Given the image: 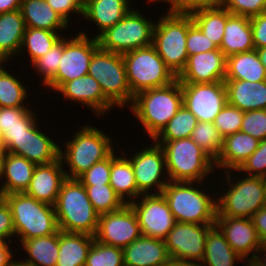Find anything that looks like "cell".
Here are the masks:
<instances>
[{
  "label": "cell",
  "instance_id": "obj_1",
  "mask_svg": "<svg viewBox=\"0 0 266 266\" xmlns=\"http://www.w3.org/2000/svg\"><path fill=\"white\" fill-rule=\"evenodd\" d=\"M183 105L181 83L149 89L134 96L130 109L152 140Z\"/></svg>",
  "mask_w": 266,
  "mask_h": 266
},
{
  "label": "cell",
  "instance_id": "obj_2",
  "mask_svg": "<svg viewBox=\"0 0 266 266\" xmlns=\"http://www.w3.org/2000/svg\"><path fill=\"white\" fill-rule=\"evenodd\" d=\"M54 209L59 230L91 236L96 234L100 215L78 179L67 178L63 182Z\"/></svg>",
  "mask_w": 266,
  "mask_h": 266
},
{
  "label": "cell",
  "instance_id": "obj_3",
  "mask_svg": "<svg viewBox=\"0 0 266 266\" xmlns=\"http://www.w3.org/2000/svg\"><path fill=\"white\" fill-rule=\"evenodd\" d=\"M202 183L170 181L162 195L168 203L176 222L193 224H215L217 196L202 191Z\"/></svg>",
  "mask_w": 266,
  "mask_h": 266
},
{
  "label": "cell",
  "instance_id": "obj_4",
  "mask_svg": "<svg viewBox=\"0 0 266 266\" xmlns=\"http://www.w3.org/2000/svg\"><path fill=\"white\" fill-rule=\"evenodd\" d=\"M64 142L66 149L62 150L60 146L59 157L63 165H68L69 172H64L70 179H77L93 164L104 160L115 150L109 135L88 124L79 128L72 140Z\"/></svg>",
  "mask_w": 266,
  "mask_h": 266
},
{
  "label": "cell",
  "instance_id": "obj_5",
  "mask_svg": "<svg viewBox=\"0 0 266 266\" xmlns=\"http://www.w3.org/2000/svg\"><path fill=\"white\" fill-rule=\"evenodd\" d=\"M232 172H225L230 185L217 195L216 217L251 218L266 206V178L245 175L234 181Z\"/></svg>",
  "mask_w": 266,
  "mask_h": 266
},
{
  "label": "cell",
  "instance_id": "obj_6",
  "mask_svg": "<svg viewBox=\"0 0 266 266\" xmlns=\"http://www.w3.org/2000/svg\"><path fill=\"white\" fill-rule=\"evenodd\" d=\"M8 203L19 241L35 237H45L56 233L57 224L54 206L38 201L24 193L2 196Z\"/></svg>",
  "mask_w": 266,
  "mask_h": 266
},
{
  "label": "cell",
  "instance_id": "obj_7",
  "mask_svg": "<svg viewBox=\"0 0 266 266\" xmlns=\"http://www.w3.org/2000/svg\"><path fill=\"white\" fill-rule=\"evenodd\" d=\"M156 143L164 150L170 181L203 182L216 171L214 160L191 137Z\"/></svg>",
  "mask_w": 266,
  "mask_h": 266
},
{
  "label": "cell",
  "instance_id": "obj_8",
  "mask_svg": "<svg viewBox=\"0 0 266 266\" xmlns=\"http://www.w3.org/2000/svg\"><path fill=\"white\" fill-rule=\"evenodd\" d=\"M166 12L155 23L152 45L166 66L178 77L188 61L186 39L193 21L191 15Z\"/></svg>",
  "mask_w": 266,
  "mask_h": 266
},
{
  "label": "cell",
  "instance_id": "obj_9",
  "mask_svg": "<svg viewBox=\"0 0 266 266\" xmlns=\"http://www.w3.org/2000/svg\"><path fill=\"white\" fill-rule=\"evenodd\" d=\"M122 57L132 102L138 93L169 85L177 79L153 45L125 52Z\"/></svg>",
  "mask_w": 266,
  "mask_h": 266
},
{
  "label": "cell",
  "instance_id": "obj_10",
  "mask_svg": "<svg viewBox=\"0 0 266 266\" xmlns=\"http://www.w3.org/2000/svg\"><path fill=\"white\" fill-rule=\"evenodd\" d=\"M88 74L98 81L103 94L114 106H131L132 92L122 54L98 48L92 56Z\"/></svg>",
  "mask_w": 266,
  "mask_h": 266
},
{
  "label": "cell",
  "instance_id": "obj_11",
  "mask_svg": "<svg viewBox=\"0 0 266 266\" xmlns=\"http://www.w3.org/2000/svg\"><path fill=\"white\" fill-rule=\"evenodd\" d=\"M154 23L132 8L119 22L97 37L99 48L123 54L148 47L153 44Z\"/></svg>",
  "mask_w": 266,
  "mask_h": 266
},
{
  "label": "cell",
  "instance_id": "obj_12",
  "mask_svg": "<svg viewBox=\"0 0 266 266\" xmlns=\"http://www.w3.org/2000/svg\"><path fill=\"white\" fill-rule=\"evenodd\" d=\"M87 35L83 31L72 38H64L58 70L46 88L56 91L63 83L88 74L92 56L99 45L96 37L89 38Z\"/></svg>",
  "mask_w": 266,
  "mask_h": 266
},
{
  "label": "cell",
  "instance_id": "obj_13",
  "mask_svg": "<svg viewBox=\"0 0 266 266\" xmlns=\"http://www.w3.org/2000/svg\"><path fill=\"white\" fill-rule=\"evenodd\" d=\"M129 161L133 167L138 191L142 195L161 194L164 187L170 182L168 174L165 172L167 170L164 150L155 141L152 146L134 152ZM162 174L164 177L161 176ZM152 189L155 193L151 192Z\"/></svg>",
  "mask_w": 266,
  "mask_h": 266
},
{
  "label": "cell",
  "instance_id": "obj_14",
  "mask_svg": "<svg viewBox=\"0 0 266 266\" xmlns=\"http://www.w3.org/2000/svg\"><path fill=\"white\" fill-rule=\"evenodd\" d=\"M183 105L202 122H213L228 103L224 81L181 83Z\"/></svg>",
  "mask_w": 266,
  "mask_h": 266
},
{
  "label": "cell",
  "instance_id": "obj_15",
  "mask_svg": "<svg viewBox=\"0 0 266 266\" xmlns=\"http://www.w3.org/2000/svg\"><path fill=\"white\" fill-rule=\"evenodd\" d=\"M214 225L176 222L164 240L170 258L201 262L207 234Z\"/></svg>",
  "mask_w": 266,
  "mask_h": 266
},
{
  "label": "cell",
  "instance_id": "obj_16",
  "mask_svg": "<svg viewBox=\"0 0 266 266\" xmlns=\"http://www.w3.org/2000/svg\"><path fill=\"white\" fill-rule=\"evenodd\" d=\"M142 236L137 216L129 204L120 210L99 216L96 241L124 249Z\"/></svg>",
  "mask_w": 266,
  "mask_h": 266
},
{
  "label": "cell",
  "instance_id": "obj_17",
  "mask_svg": "<svg viewBox=\"0 0 266 266\" xmlns=\"http://www.w3.org/2000/svg\"><path fill=\"white\" fill-rule=\"evenodd\" d=\"M142 197V198H140ZM129 203L134 210L143 236L165 240L176 223L162 194L141 195Z\"/></svg>",
  "mask_w": 266,
  "mask_h": 266
},
{
  "label": "cell",
  "instance_id": "obj_18",
  "mask_svg": "<svg viewBox=\"0 0 266 266\" xmlns=\"http://www.w3.org/2000/svg\"><path fill=\"white\" fill-rule=\"evenodd\" d=\"M36 122L21 137H10L7 153L22 156L36 165L49 164L59 158L60 146L40 131Z\"/></svg>",
  "mask_w": 266,
  "mask_h": 266
},
{
  "label": "cell",
  "instance_id": "obj_19",
  "mask_svg": "<svg viewBox=\"0 0 266 266\" xmlns=\"http://www.w3.org/2000/svg\"><path fill=\"white\" fill-rule=\"evenodd\" d=\"M215 224L223 232L232 249L242 258H247L246 263L264 246L251 218L216 217Z\"/></svg>",
  "mask_w": 266,
  "mask_h": 266
},
{
  "label": "cell",
  "instance_id": "obj_20",
  "mask_svg": "<svg viewBox=\"0 0 266 266\" xmlns=\"http://www.w3.org/2000/svg\"><path fill=\"white\" fill-rule=\"evenodd\" d=\"M226 57L220 50L188 56L185 69L177 77L180 83H214L224 81Z\"/></svg>",
  "mask_w": 266,
  "mask_h": 266
},
{
  "label": "cell",
  "instance_id": "obj_21",
  "mask_svg": "<svg viewBox=\"0 0 266 266\" xmlns=\"http://www.w3.org/2000/svg\"><path fill=\"white\" fill-rule=\"evenodd\" d=\"M63 98L85 104L96 115H107L115 106L105 97L100 84L91 75L63 83L57 90Z\"/></svg>",
  "mask_w": 266,
  "mask_h": 266
},
{
  "label": "cell",
  "instance_id": "obj_22",
  "mask_svg": "<svg viewBox=\"0 0 266 266\" xmlns=\"http://www.w3.org/2000/svg\"><path fill=\"white\" fill-rule=\"evenodd\" d=\"M60 157L49 163L37 165L25 193L36 200L55 205L63 182L67 179Z\"/></svg>",
  "mask_w": 266,
  "mask_h": 266
},
{
  "label": "cell",
  "instance_id": "obj_23",
  "mask_svg": "<svg viewBox=\"0 0 266 266\" xmlns=\"http://www.w3.org/2000/svg\"><path fill=\"white\" fill-rule=\"evenodd\" d=\"M259 143V140L242 131L225 136L221 151L214 161L215 168L224 169L223 172L238 170L258 148Z\"/></svg>",
  "mask_w": 266,
  "mask_h": 266
},
{
  "label": "cell",
  "instance_id": "obj_24",
  "mask_svg": "<svg viewBox=\"0 0 266 266\" xmlns=\"http://www.w3.org/2000/svg\"><path fill=\"white\" fill-rule=\"evenodd\" d=\"M125 266H163L171 258L165 241L140 236L123 249Z\"/></svg>",
  "mask_w": 266,
  "mask_h": 266
},
{
  "label": "cell",
  "instance_id": "obj_25",
  "mask_svg": "<svg viewBox=\"0 0 266 266\" xmlns=\"http://www.w3.org/2000/svg\"><path fill=\"white\" fill-rule=\"evenodd\" d=\"M227 101L242 111L266 109V80L250 82L246 80H224Z\"/></svg>",
  "mask_w": 266,
  "mask_h": 266
},
{
  "label": "cell",
  "instance_id": "obj_26",
  "mask_svg": "<svg viewBox=\"0 0 266 266\" xmlns=\"http://www.w3.org/2000/svg\"><path fill=\"white\" fill-rule=\"evenodd\" d=\"M36 166V164L22 156L6 152L2 171L3 179L0 182V196L24 193L30 185Z\"/></svg>",
  "mask_w": 266,
  "mask_h": 266
},
{
  "label": "cell",
  "instance_id": "obj_27",
  "mask_svg": "<svg viewBox=\"0 0 266 266\" xmlns=\"http://www.w3.org/2000/svg\"><path fill=\"white\" fill-rule=\"evenodd\" d=\"M129 0H86L83 7V17L98 26V37L106 29L114 26L130 10Z\"/></svg>",
  "mask_w": 266,
  "mask_h": 266
},
{
  "label": "cell",
  "instance_id": "obj_28",
  "mask_svg": "<svg viewBox=\"0 0 266 266\" xmlns=\"http://www.w3.org/2000/svg\"><path fill=\"white\" fill-rule=\"evenodd\" d=\"M219 49L226 58L255 49L249 17L231 14L227 18Z\"/></svg>",
  "mask_w": 266,
  "mask_h": 266
},
{
  "label": "cell",
  "instance_id": "obj_29",
  "mask_svg": "<svg viewBox=\"0 0 266 266\" xmlns=\"http://www.w3.org/2000/svg\"><path fill=\"white\" fill-rule=\"evenodd\" d=\"M21 242L27 259H18V266H56L59 257V230L49 236L35 237Z\"/></svg>",
  "mask_w": 266,
  "mask_h": 266
},
{
  "label": "cell",
  "instance_id": "obj_30",
  "mask_svg": "<svg viewBox=\"0 0 266 266\" xmlns=\"http://www.w3.org/2000/svg\"><path fill=\"white\" fill-rule=\"evenodd\" d=\"M20 10L28 28L58 32L59 30L65 31L70 27L46 0H22Z\"/></svg>",
  "mask_w": 266,
  "mask_h": 266
},
{
  "label": "cell",
  "instance_id": "obj_31",
  "mask_svg": "<svg viewBox=\"0 0 266 266\" xmlns=\"http://www.w3.org/2000/svg\"><path fill=\"white\" fill-rule=\"evenodd\" d=\"M26 30L21 10L0 14V61L8 62L19 54ZM17 53V54H16Z\"/></svg>",
  "mask_w": 266,
  "mask_h": 266
},
{
  "label": "cell",
  "instance_id": "obj_32",
  "mask_svg": "<svg viewBox=\"0 0 266 266\" xmlns=\"http://www.w3.org/2000/svg\"><path fill=\"white\" fill-rule=\"evenodd\" d=\"M111 153L110 185L127 204L137 200L142 194L138 191L133 167L126 153L120 156ZM127 196V197H126ZM127 199V200H126Z\"/></svg>",
  "mask_w": 266,
  "mask_h": 266
},
{
  "label": "cell",
  "instance_id": "obj_33",
  "mask_svg": "<svg viewBox=\"0 0 266 266\" xmlns=\"http://www.w3.org/2000/svg\"><path fill=\"white\" fill-rule=\"evenodd\" d=\"M94 236L59 230V257L56 266H85Z\"/></svg>",
  "mask_w": 266,
  "mask_h": 266
},
{
  "label": "cell",
  "instance_id": "obj_34",
  "mask_svg": "<svg viewBox=\"0 0 266 266\" xmlns=\"http://www.w3.org/2000/svg\"><path fill=\"white\" fill-rule=\"evenodd\" d=\"M224 80L265 81L266 70L256 49L227 57Z\"/></svg>",
  "mask_w": 266,
  "mask_h": 266
},
{
  "label": "cell",
  "instance_id": "obj_35",
  "mask_svg": "<svg viewBox=\"0 0 266 266\" xmlns=\"http://www.w3.org/2000/svg\"><path fill=\"white\" fill-rule=\"evenodd\" d=\"M31 109L0 107V135L3 149L10 143V137H21L38 121L36 113Z\"/></svg>",
  "mask_w": 266,
  "mask_h": 266
},
{
  "label": "cell",
  "instance_id": "obj_36",
  "mask_svg": "<svg viewBox=\"0 0 266 266\" xmlns=\"http://www.w3.org/2000/svg\"><path fill=\"white\" fill-rule=\"evenodd\" d=\"M244 261L226 241L223 232L215 224L208 232L202 266H236L235 261Z\"/></svg>",
  "mask_w": 266,
  "mask_h": 266
},
{
  "label": "cell",
  "instance_id": "obj_37",
  "mask_svg": "<svg viewBox=\"0 0 266 266\" xmlns=\"http://www.w3.org/2000/svg\"><path fill=\"white\" fill-rule=\"evenodd\" d=\"M230 15L231 13L223 7L199 10L192 13L191 17L202 33L220 48L227 18Z\"/></svg>",
  "mask_w": 266,
  "mask_h": 266
},
{
  "label": "cell",
  "instance_id": "obj_38",
  "mask_svg": "<svg viewBox=\"0 0 266 266\" xmlns=\"http://www.w3.org/2000/svg\"><path fill=\"white\" fill-rule=\"evenodd\" d=\"M62 37L59 32L26 27L19 54L22 52L24 54V50H26L30 58L29 62L32 64L45 55Z\"/></svg>",
  "mask_w": 266,
  "mask_h": 266
},
{
  "label": "cell",
  "instance_id": "obj_39",
  "mask_svg": "<svg viewBox=\"0 0 266 266\" xmlns=\"http://www.w3.org/2000/svg\"><path fill=\"white\" fill-rule=\"evenodd\" d=\"M198 119L184 105L171 118L167 125L153 139L155 142H168L190 138Z\"/></svg>",
  "mask_w": 266,
  "mask_h": 266
},
{
  "label": "cell",
  "instance_id": "obj_40",
  "mask_svg": "<svg viewBox=\"0 0 266 266\" xmlns=\"http://www.w3.org/2000/svg\"><path fill=\"white\" fill-rule=\"evenodd\" d=\"M0 63V107H27L28 89ZM12 74V75H11Z\"/></svg>",
  "mask_w": 266,
  "mask_h": 266
},
{
  "label": "cell",
  "instance_id": "obj_41",
  "mask_svg": "<svg viewBox=\"0 0 266 266\" xmlns=\"http://www.w3.org/2000/svg\"><path fill=\"white\" fill-rule=\"evenodd\" d=\"M84 187L90 202L99 215L115 212L127 204L114 191L110 184Z\"/></svg>",
  "mask_w": 266,
  "mask_h": 266
},
{
  "label": "cell",
  "instance_id": "obj_42",
  "mask_svg": "<svg viewBox=\"0 0 266 266\" xmlns=\"http://www.w3.org/2000/svg\"><path fill=\"white\" fill-rule=\"evenodd\" d=\"M191 139L214 161L217 159L222 148L223 138L213 122L198 121L192 131Z\"/></svg>",
  "mask_w": 266,
  "mask_h": 266
},
{
  "label": "cell",
  "instance_id": "obj_43",
  "mask_svg": "<svg viewBox=\"0 0 266 266\" xmlns=\"http://www.w3.org/2000/svg\"><path fill=\"white\" fill-rule=\"evenodd\" d=\"M85 266H125L123 249L94 240Z\"/></svg>",
  "mask_w": 266,
  "mask_h": 266
},
{
  "label": "cell",
  "instance_id": "obj_44",
  "mask_svg": "<svg viewBox=\"0 0 266 266\" xmlns=\"http://www.w3.org/2000/svg\"><path fill=\"white\" fill-rule=\"evenodd\" d=\"M63 48L64 37L57 41L45 55L30 64L35 67L36 72L42 77L43 85L46 86L56 75Z\"/></svg>",
  "mask_w": 266,
  "mask_h": 266
},
{
  "label": "cell",
  "instance_id": "obj_45",
  "mask_svg": "<svg viewBox=\"0 0 266 266\" xmlns=\"http://www.w3.org/2000/svg\"><path fill=\"white\" fill-rule=\"evenodd\" d=\"M244 111L226 104L213 121L222 138L240 131Z\"/></svg>",
  "mask_w": 266,
  "mask_h": 266
},
{
  "label": "cell",
  "instance_id": "obj_46",
  "mask_svg": "<svg viewBox=\"0 0 266 266\" xmlns=\"http://www.w3.org/2000/svg\"><path fill=\"white\" fill-rule=\"evenodd\" d=\"M240 131L259 141L266 139V109L244 112Z\"/></svg>",
  "mask_w": 266,
  "mask_h": 266
},
{
  "label": "cell",
  "instance_id": "obj_47",
  "mask_svg": "<svg viewBox=\"0 0 266 266\" xmlns=\"http://www.w3.org/2000/svg\"><path fill=\"white\" fill-rule=\"evenodd\" d=\"M111 154L102 161L93 164L77 179L84 186L110 184Z\"/></svg>",
  "mask_w": 266,
  "mask_h": 266
},
{
  "label": "cell",
  "instance_id": "obj_48",
  "mask_svg": "<svg viewBox=\"0 0 266 266\" xmlns=\"http://www.w3.org/2000/svg\"><path fill=\"white\" fill-rule=\"evenodd\" d=\"M240 175L266 178V139L260 141L258 148L247 158L238 170ZM251 174V175H250Z\"/></svg>",
  "mask_w": 266,
  "mask_h": 266
},
{
  "label": "cell",
  "instance_id": "obj_49",
  "mask_svg": "<svg viewBox=\"0 0 266 266\" xmlns=\"http://www.w3.org/2000/svg\"><path fill=\"white\" fill-rule=\"evenodd\" d=\"M224 8L233 15L251 18L266 12V0H226Z\"/></svg>",
  "mask_w": 266,
  "mask_h": 266
},
{
  "label": "cell",
  "instance_id": "obj_50",
  "mask_svg": "<svg viewBox=\"0 0 266 266\" xmlns=\"http://www.w3.org/2000/svg\"><path fill=\"white\" fill-rule=\"evenodd\" d=\"M186 48L188 56L219 49L194 23L188 28Z\"/></svg>",
  "mask_w": 266,
  "mask_h": 266
},
{
  "label": "cell",
  "instance_id": "obj_51",
  "mask_svg": "<svg viewBox=\"0 0 266 266\" xmlns=\"http://www.w3.org/2000/svg\"><path fill=\"white\" fill-rule=\"evenodd\" d=\"M13 236L15 237V229L11 209L6 200L0 196V242L11 243L13 239L10 238Z\"/></svg>",
  "mask_w": 266,
  "mask_h": 266
},
{
  "label": "cell",
  "instance_id": "obj_52",
  "mask_svg": "<svg viewBox=\"0 0 266 266\" xmlns=\"http://www.w3.org/2000/svg\"><path fill=\"white\" fill-rule=\"evenodd\" d=\"M225 1L226 0H182L181 4L173 12L191 15L203 9L223 8Z\"/></svg>",
  "mask_w": 266,
  "mask_h": 266
},
{
  "label": "cell",
  "instance_id": "obj_53",
  "mask_svg": "<svg viewBox=\"0 0 266 266\" xmlns=\"http://www.w3.org/2000/svg\"><path fill=\"white\" fill-rule=\"evenodd\" d=\"M68 24L71 23V12L83 16V6L77 0H46Z\"/></svg>",
  "mask_w": 266,
  "mask_h": 266
},
{
  "label": "cell",
  "instance_id": "obj_54",
  "mask_svg": "<svg viewBox=\"0 0 266 266\" xmlns=\"http://www.w3.org/2000/svg\"><path fill=\"white\" fill-rule=\"evenodd\" d=\"M255 49L266 47V12L250 18Z\"/></svg>",
  "mask_w": 266,
  "mask_h": 266
},
{
  "label": "cell",
  "instance_id": "obj_55",
  "mask_svg": "<svg viewBox=\"0 0 266 266\" xmlns=\"http://www.w3.org/2000/svg\"><path fill=\"white\" fill-rule=\"evenodd\" d=\"M252 222L263 243L266 242V206L258 210L252 217Z\"/></svg>",
  "mask_w": 266,
  "mask_h": 266
},
{
  "label": "cell",
  "instance_id": "obj_56",
  "mask_svg": "<svg viewBox=\"0 0 266 266\" xmlns=\"http://www.w3.org/2000/svg\"><path fill=\"white\" fill-rule=\"evenodd\" d=\"M9 242H0V266H16L17 261H14V252H11Z\"/></svg>",
  "mask_w": 266,
  "mask_h": 266
},
{
  "label": "cell",
  "instance_id": "obj_57",
  "mask_svg": "<svg viewBox=\"0 0 266 266\" xmlns=\"http://www.w3.org/2000/svg\"><path fill=\"white\" fill-rule=\"evenodd\" d=\"M22 0H0V14L19 10Z\"/></svg>",
  "mask_w": 266,
  "mask_h": 266
},
{
  "label": "cell",
  "instance_id": "obj_58",
  "mask_svg": "<svg viewBox=\"0 0 266 266\" xmlns=\"http://www.w3.org/2000/svg\"><path fill=\"white\" fill-rule=\"evenodd\" d=\"M258 252L256 253L255 257L249 263L252 266H266V247L263 246ZM261 254L263 256H261Z\"/></svg>",
  "mask_w": 266,
  "mask_h": 266
},
{
  "label": "cell",
  "instance_id": "obj_59",
  "mask_svg": "<svg viewBox=\"0 0 266 266\" xmlns=\"http://www.w3.org/2000/svg\"><path fill=\"white\" fill-rule=\"evenodd\" d=\"M163 266H202V264L201 262L182 261V260H175L171 258Z\"/></svg>",
  "mask_w": 266,
  "mask_h": 266
},
{
  "label": "cell",
  "instance_id": "obj_60",
  "mask_svg": "<svg viewBox=\"0 0 266 266\" xmlns=\"http://www.w3.org/2000/svg\"><path fill=\"white\" fill-rule=\"evenodd\" d=\"M150 3L151 2H159L160 3V1L162 2H166V3H169V5H170V7H169V9L167 10V11H170V12H172V11H174L180 4H181V2H182V0H148Z\"/></svg>",
  "mask_w": 266,
  "mask_h": 266
},
{
  "label": "cell",
  "instance_id": "obj_61",
  "mask_svg": "<svg viewBox=\"0 0 266 266\" xmlns=\"http://www.w3.org/2000/svg\"><path fill=\"white\" fill-rule=\"evenodd\" d=\"M256 51L258 53L261 63L263 64L266 70V47L256 49Z\"/></svg>",
  "mask_w": 266,
  "mask_h": 266
},
{
  "label": "cell",
  "instance_id": "obj_62",
  "mask_svg": "<svg viewBox=\"0 0 266 266\" xmlns=\"http://www.w3.org/2000/svg\"><path fill=\"white\" fill-rule=\"evenodd\" d=\"M5 155H6V151L3 148H1L0 149V180L2 179L1 177H2L3 162H4Z\"/></svg>",
  "mask_w": 266,
  "mask_h": 266
},
{
  "label": "cell",
  "instance_id": "obj_63",
  "mask_svg": "<svg viewBox=\"0 0 266 266\" xmlns=\"http://www.w3.org/2000/svg\"><path fill=\"white\" fill-rule=\"evenodd\" d=\"M77 1L84 7L86 0H77Z\"/></svg>",
  "mask_w": 266,
  "mask_h": 266
},
{
  "label": "cell",
  "instance_id": "obj_64",
  "mask_svg": "<svg viewBox=\"0 0 266 266\" xmlns=\"http://www.w3.org/2000/svg\"><path fill=\"white\" fill-rule=\"evenodd\" d=\"M3 148V145L1 143V135H0V149Z\"/></svg>",
  "mask_w": 266,
  "mask_h": 266
}]
</instances>
